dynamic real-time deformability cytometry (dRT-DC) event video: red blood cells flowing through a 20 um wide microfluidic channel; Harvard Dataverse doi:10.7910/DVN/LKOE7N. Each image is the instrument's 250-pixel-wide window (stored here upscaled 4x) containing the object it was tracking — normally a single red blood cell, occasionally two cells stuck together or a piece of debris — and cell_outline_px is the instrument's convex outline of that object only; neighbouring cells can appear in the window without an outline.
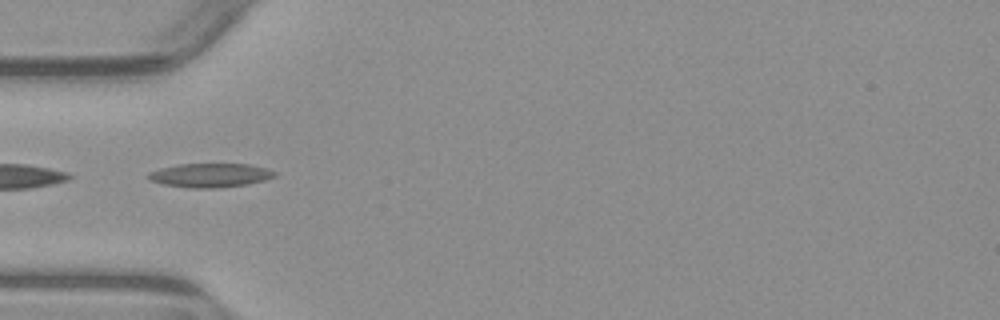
{"species": "common noctule bat (a hibernating species)", "species_latin": "Nyctalus noctula", "temperature_condition": "warm", "stored_images_in_passage": 37, "camera_frame_rate_fps": 3000, "um_per_image_px": 0.085, "animal": {"sex": "male", "body_mass_g": 23.1, "forearm_length_mm": 52.7}, "frame": {"image": 1, "passage_image": 1, "time_ms": 0.0, "image_size_px": [1000, 320], "cell_outline_px": [[276, 176], [264, 180], [248, 184], [216, 188], [188, 188], [164, 184], [148, 180], [148, 172], [160, 168], [176, 164], [248, 164], [268, 168], [276, 172]], "centroid_in_image_um": [17.86, 14.89], "position_along_channel_um": 67.1, "area_um2": 17.74}}
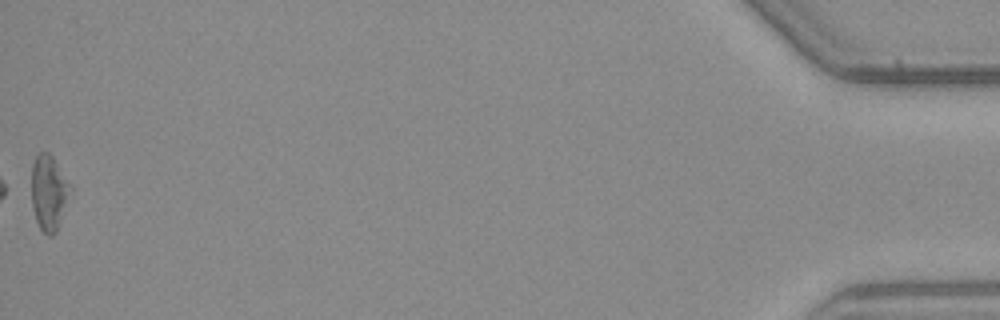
{"frame": {"image": 2, "passage_image": 37, "time_ms": 12.0, "image_size_px": [1000, 320], "cell_outline_px": [[72, 192], [56, 232], [52, 236], [48, 236], [40, 228], [36, 220], [32, 208], [32, 164], [36, 156], [40, 152], [48, 152], [52, 156], [72, 184]], "centroid_in_image_um": [4.18, 16.37], "position_along_channel_um": 431.0, "area_um2": 17.28}, "authors_computed_cell_mechanics": {"area_um2": 16.6464, "velocity_mm_per_s": 3.9114, "shape_relaxation_time_tau1_ms": null, "shape_relaxation_time_tau2_ms": 4.0304, "deformation_change_tau1": null, "deformation_change_tau2": 0.1425}}